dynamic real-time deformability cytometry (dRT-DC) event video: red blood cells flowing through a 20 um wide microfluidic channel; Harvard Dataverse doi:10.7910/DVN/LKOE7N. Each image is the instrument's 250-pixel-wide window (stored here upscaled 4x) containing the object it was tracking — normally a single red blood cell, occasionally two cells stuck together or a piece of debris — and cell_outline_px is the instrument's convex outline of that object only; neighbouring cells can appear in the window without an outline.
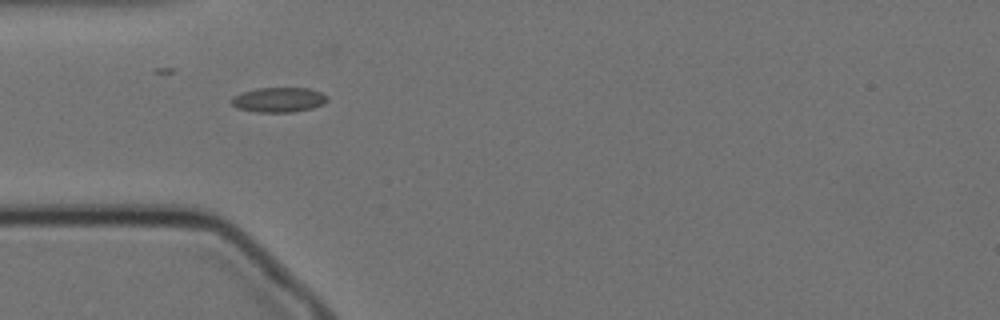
{"species": "Egyptian fruit bat (a non-hibernating species)", "species_latin": "Rousettus aegyptiacus", "temperature_condition": "cold", "stored_images_in_passage": 42, "camera_frame_rate_fps": 3000, "um_per_image_px": 0.085, "animal": {"sex": "female"}, "frame": {"image": 1, "passage_image": 1, "time_ms": 0.0, "image_size_px": [1000, 320], "cell_outline_px": [[328, 100], [324, 104], [312, 108], [292, 112], [256, 112], [236, 108], [232, 104], [232, 96], [240, 92], [256, 88], [308, 88], [320, 92], [328, 96]], "centroid_in_image_um": [23.68, 8.48], "position_along_channel_um": 61.3, "area_um2": 13.99}}
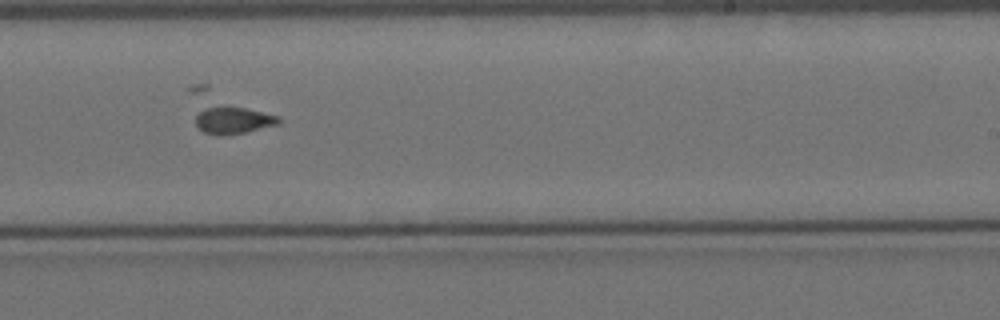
{"frame": {"image": 2, "passage_image": 19, "time_ms": 6.0, "image_size_px": [1000, 320], "cell_outline_px": [[284, 120], [280, 124], [244, 132], [224, 136], [220, 136], [204, 132], [196, 124], [196, 116], [204, 108], [244, 108], [280, 116]], "centroid_in_image_um": [19.91, 10.26], "position_along_channel_um": 269.1, "area_um2": 12.77}}
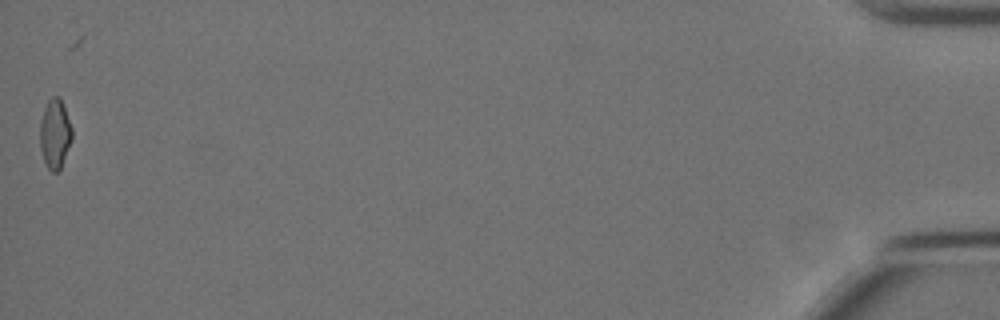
{"frame": {"image": 3, "passage_image": 42, "time_ms": 13.667, "image_size_px": [1000, 320], "cell_outline_px": [[72, 140], [60, 168], [56, 172], [52, 172], [48, 168], [44, 160], [40, 148], [40, 124], [44, 108], [48, 100], [52, 96], [60, 96], [64, 104], [72, 128]], "centroid_in_image_um": [4.68, 11.33], "position_along_channel_um": 430.5, "area_um2": 13.01}, "authors_computed_cell_mechanics": {"area_um2": 13.0917, "velocity_mm_per_s": 3.4671, "shape_relaxation_time_tau1_ms": null, "shape_relaxation_time_tau2_ms": 3.8895, "deformation_change_tau1": null, "deformation_change_tau2": 0.0852}}